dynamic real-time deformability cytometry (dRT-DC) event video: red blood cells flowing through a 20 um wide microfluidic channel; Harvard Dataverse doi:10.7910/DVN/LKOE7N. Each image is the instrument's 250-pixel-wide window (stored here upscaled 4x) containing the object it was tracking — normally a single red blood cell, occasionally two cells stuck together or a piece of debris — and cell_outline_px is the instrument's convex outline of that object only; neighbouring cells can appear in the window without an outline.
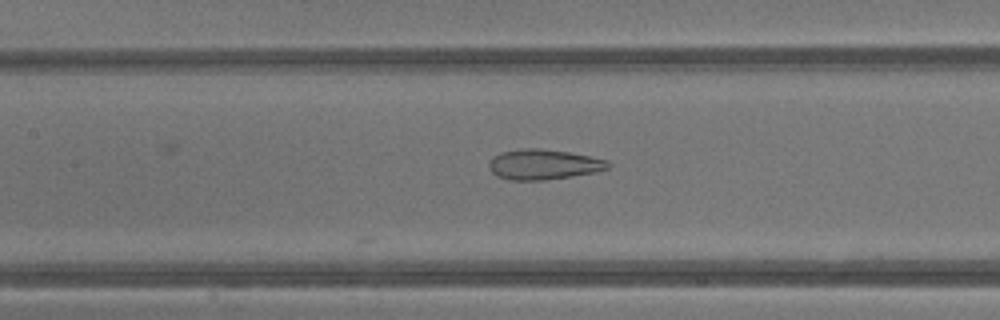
{"species": "common noctule bat (a hibernating species)", "species_latin": "Nyctalus noctula", "temperature_condition": "warm", "stored_images_in_passage": 23, "camera_frame_rate_fps": 3000, "um_per_image_px": 0.085, "animal": {"sex": "male", "body_mass_g": 13.3}, "frame": {"image": 1, "passage_image": 6, "time_ms": 1.667, "image_size_px": [1000, 320], "cell_outline_px": [[612, 164], [608, 168], [596, 172], [572, 176], [544, 180], [512, 180], [496, 176], [492, 172], [488, 164], [500, 152], [520, 148], [536, 148], [568, 152], [608, 160]], "centroid_in_image_um": [46.22, 13.98], "position_along_channel_um": 161.2, "area_um2": 20.87}}
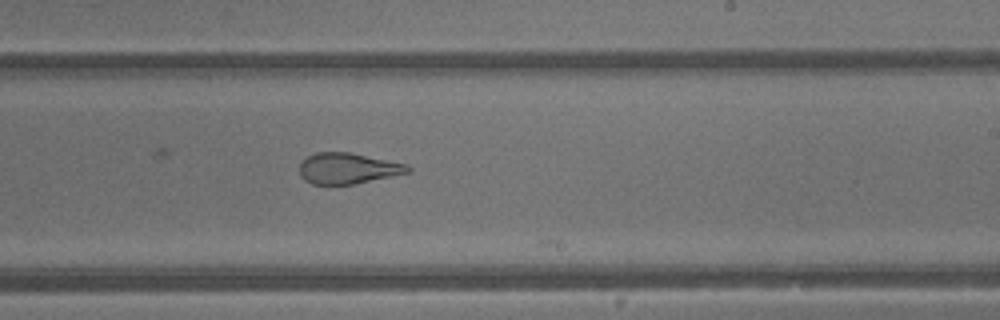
{"frame": {"image": 2, "passage_image": 12, "time_ms": 3.667, "image_size_px": [1000, 320], "cell_outline_px": [[412, 168], [408, 172], [356, 184], [312, 184], [304, 180], [300, 176], [300, 164], [308, 156], [316, 152], [352, 152], [408, 164]], "centroid_in_image_um": [29.57, 14.3], "position_along_channel_um": 259.4, "area_um2": 19.54}}
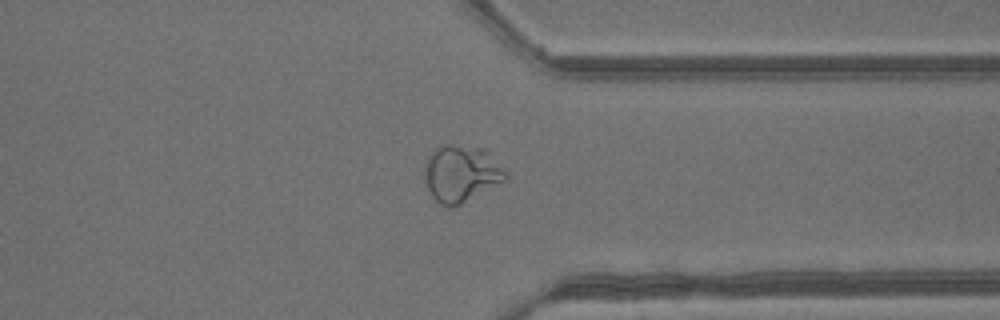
{"frame": {"image": 3, "passage_image": 19, "time_ms": 6.0, "image_size_px": [1000, 320], "cell_outline_px": [[508, 180], [452, 208], [444, 208], [432, 196], [428, 188], [424, 164], [428, 156], [436, 148], [444, 144], [452, 144], [484, 148], [508, 172]], "centroid_in_image_um": [39.23, 14.76], "position_along_channel_um": 372.2, "area_um2": 26.99}}